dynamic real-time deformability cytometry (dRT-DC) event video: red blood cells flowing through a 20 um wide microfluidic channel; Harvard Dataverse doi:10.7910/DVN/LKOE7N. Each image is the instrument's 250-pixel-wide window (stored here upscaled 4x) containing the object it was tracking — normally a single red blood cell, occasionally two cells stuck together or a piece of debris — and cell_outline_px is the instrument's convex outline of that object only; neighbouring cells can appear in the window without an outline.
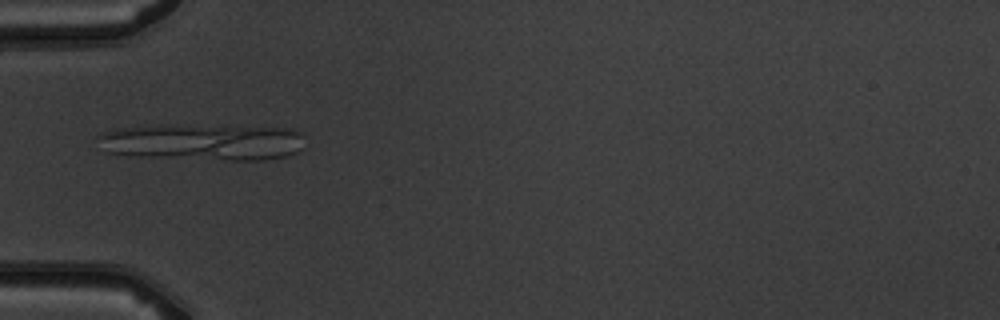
{"species": "common noctule bat (a hibernating species)", "species_latin": "Nyctalus noctula", "temperature_condition": "warm", "stored_images_in_passage": 6, "segment_of_instrument_passage": [1, 2], "camera_frame_rate_fps": 3000, "um_per_image_px": 0.085, "animal": {"sex": "male", "body_mass_g": 19.5, "forearm_length_mm": 54.6}, "frame": {"image": 1, "passage_image": 5, "time_ms": 4.667, "image_size_px": [1000, 320], "cell_outline_px": [[304, 148], [288, 156], [264, 160], [228, 160], [132, 156], [108, 152], [96, 136], [104, 132], [116, 128], [180, 124], [228, 124], [292, 128], [304, 132]], "centroid_in_image_um": [17.37, 12.04], "position_along_channel_um": 67.6, "area_um2": 45.55}}